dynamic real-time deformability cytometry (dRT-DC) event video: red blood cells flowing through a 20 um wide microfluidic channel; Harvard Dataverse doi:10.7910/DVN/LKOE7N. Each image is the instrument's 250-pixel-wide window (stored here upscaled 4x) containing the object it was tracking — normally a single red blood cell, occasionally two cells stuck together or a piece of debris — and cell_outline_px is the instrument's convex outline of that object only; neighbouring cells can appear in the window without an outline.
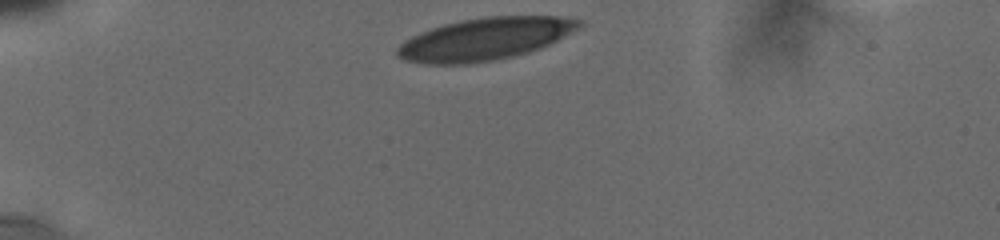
{"species": "human", "species_latin": "Homo sapiens", "temperature_condition": "cold", "stored_images_in_passage": 14, "camera_frame_rate_fps": 3000, "um_per_image_px": 0.085, "donor": {"sex": "male"}, "frame": {"image": 1, "passage_image": 1, "time_ms": 0.0, "image_size_px": [1000, 240], "cell_outline_px": [[584, 24], [580, 28], [540, 48], [528, 52], [496, 60], [468, 64], [428, 64], [404, 60], [396, 56], [396, 48], [404, 40], [420, 32], [444, 24], [460, 20], [484, 16], [564, 16], [584, 20]], "centroid_in_image_um": [41.22, 3.3], "position_along_channel_um": 43.8, "area_um2": 45.08}}
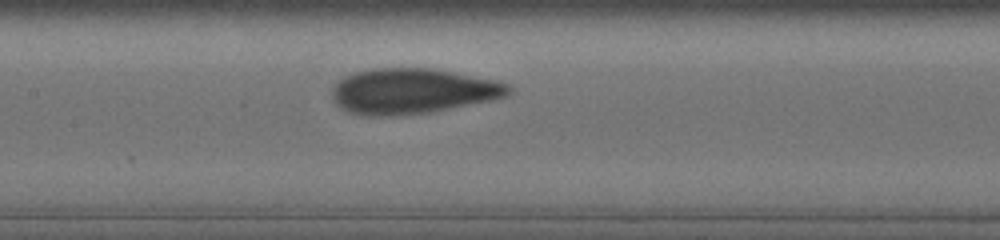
{"frame": {"image": 2, "passage_image": 10, "time_ms": 4.667, "image_size_px": [1000, 240], "cell_outline_px": [[512, 88], [504, 96], [492, 100], [432, 112], [392, 116], [360, 116], [348, 112], [340, 108], [332, 100], [332, 88], [344, 76], [352, 72], [372, 68], [432, 68], [496, 80], [508, 84]], "centroid_in_image_um": [35.0, 7.75], "position_along_channel_um": 172.4, "area_um2": 46.99}}
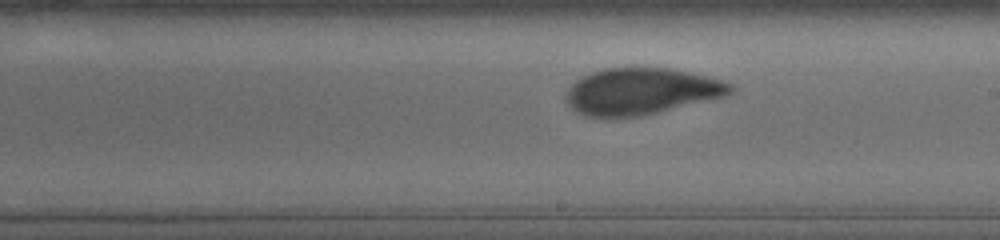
{"frame": {"image": 3, "passage_image": 13, "time_ms": 6.333, "image_size_px": [1000, 240], "cell_outline_px": [[736, 88], [732, 92], [724, 96], [640, 116], [584, 116], [576, 112], [564, 100], [564, 96], [568, 88], [580, 76], [588, 72], [604, 68], [668, 68], [688, 72], [724, 80], [732, 84]], "centroid_in_image_um": [54.46, 7.75], "position_along_channel_um": 234.5, "area_um2": 44.39}}